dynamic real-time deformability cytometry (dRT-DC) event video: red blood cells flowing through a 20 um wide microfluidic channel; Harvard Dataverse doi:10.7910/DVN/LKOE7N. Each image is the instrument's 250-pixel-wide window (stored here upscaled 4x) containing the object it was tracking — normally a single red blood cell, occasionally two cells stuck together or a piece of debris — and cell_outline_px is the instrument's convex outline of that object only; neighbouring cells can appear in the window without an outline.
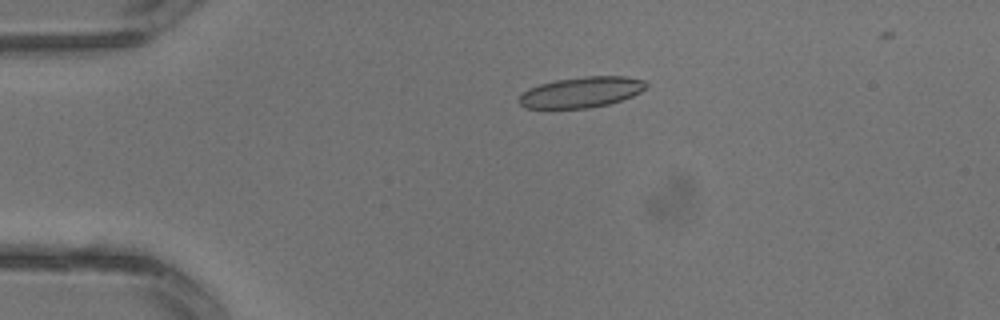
{"species": "common noctule bat (a hibernating species)", "species_latin": "Nyctalus noctula", "temperature_condition": "warm", "stored_images_in_passage": 3, "camera_frame_rate_fps": 3000, "um_per_image_px": 0.085, "animal": {"sex": "male", "body_mass_g": 13.3}, "frame": {"image": 1, "passage_image": 2, "time_ms": 0.333, "image_size_px": [1000, 320], "cell_outline_px": [[648, 84], [640, 92], [632, 96], [608, 104], [588, 108], [524, 108], [516, 100], [528, 88], [540, 84], [556, 80], [584, 76], [624, 76], [644, 80]], "centroid_in_image_um": [49.39, 7.83], "position_along_channel_um": 35.6, "area_um2": 22.66}}
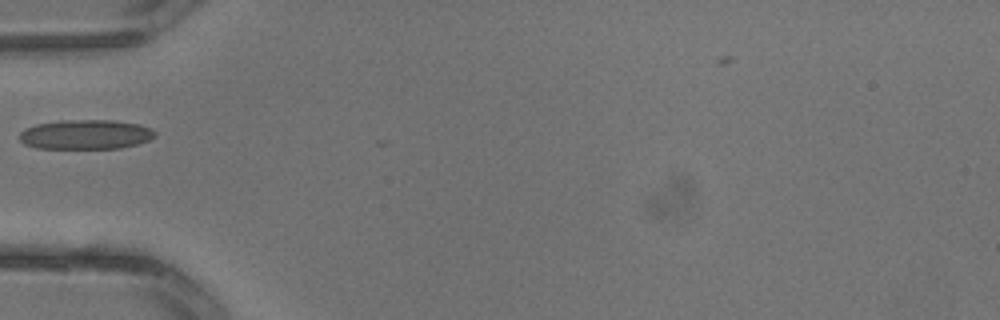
{"frame": {"image": 2, "passage_image": 3, "time_ms": 0.667, "image_size_px": [1000, 320], "cell_outline_px": [[156, 136], [148, 140], [136, 144], [120, 148], [36, 148], [24, 144], [20, 140], [20, 132], [24, 128], [36, 124], [60, 120], [112, 120], [140, 124], [152, 128], [156, 132]], "centroid_in_image_um": [7.28, 11.42], "position_along_channel_um": 77.7, "area_um2": 23.47}}